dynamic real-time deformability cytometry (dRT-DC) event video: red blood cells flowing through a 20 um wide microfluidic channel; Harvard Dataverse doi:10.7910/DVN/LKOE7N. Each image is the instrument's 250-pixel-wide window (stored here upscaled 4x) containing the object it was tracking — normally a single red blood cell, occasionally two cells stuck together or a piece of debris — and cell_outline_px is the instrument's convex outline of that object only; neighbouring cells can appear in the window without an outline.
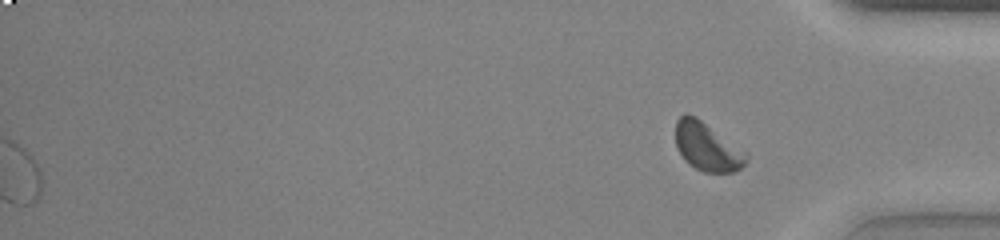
{"species": "common noctule bat (a hibernating species)", "species_latin": "Nyctalus noctula", "temperature_condition": "warm", "stored_images_in_passage": 43, "segment_of_instrument_passage": [2, 2], "camera_frame_rate_fps": 3000, "um_per_image_px": 0.085, "animal": {"sex": "female", "body_mass_g": 23.0, "forearm_length_mm": 53.4}, "frame": {"image": 1, "passage_image": 43, "time_ms": 14.0, "image_size_px": [1000, 240], "cell_outline_px": [[748, 160], [740, 168], [732, 172], [704, 172], [688, 164], [684, 160], [676, 148], [676, 120], [684, 112], [688, 112], [696, 116], [748, 152]], "centroid_in_image_um": [60.1, 12.45], "position_along_channel_um": 375.1, "area_um2": 20.23}}